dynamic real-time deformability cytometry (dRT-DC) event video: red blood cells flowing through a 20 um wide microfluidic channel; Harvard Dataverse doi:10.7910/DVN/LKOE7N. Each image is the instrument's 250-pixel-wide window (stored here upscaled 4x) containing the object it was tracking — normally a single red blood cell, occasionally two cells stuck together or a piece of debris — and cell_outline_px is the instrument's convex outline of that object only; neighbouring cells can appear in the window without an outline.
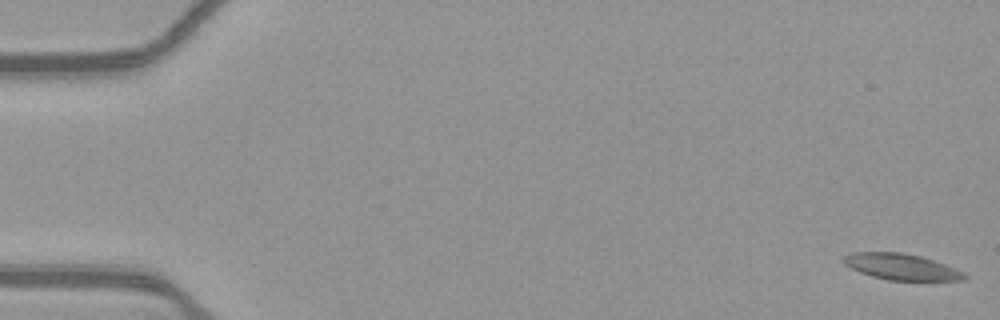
{"species": "common noctule bat (a hibernating species)", "species_latin": "Nyctalus noctula", "temperature_condition": "warm", "stored_images_in_passage": 54, "camera_frame_rate_fps": 3000, "um_per_image_px": 0.085, "animal": {"sex": "female", "body_mass_g": 21.9}, "frame": {"image": 1, "passage_image": 1, "time_ms": 0.0, "image_size_px": [1000, 320], "cell_outline_px": [[968, 276], [964, 280], [888, 280], [872, 276], [860, 272], [844, 264], [844, 256], [852, 252], [900, 252], [920, 256], [944, 264], [964, 272]], "centroid_in_image_um": [76.61, 22.67], "position_along_channel_um": 8.4, "area_um2": 18.15}}
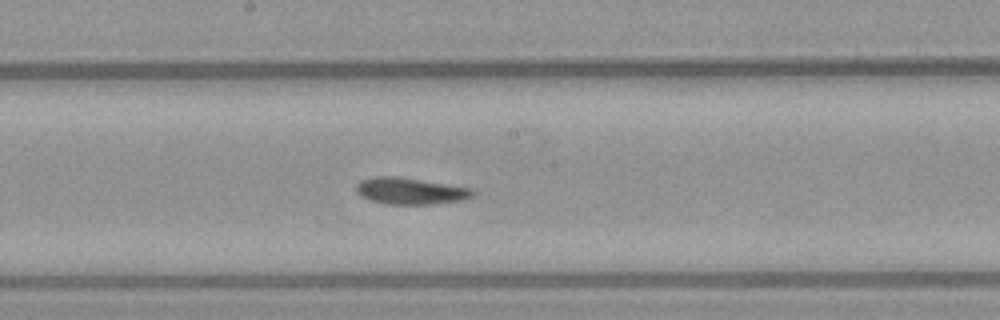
{"frame": {"image": 2, "passage_image": 29, "time_ms": 9.333, "image_size_px": [1000, 320], "cell_outline_px": [[476, 192], [472, 196], [464, 200], [432, 204], [384, 204], [368, 200], [360, 196], [356, 192], [356, 184], [360, 180], [372, 176], [400, 176], [476, 188]], "centroid_in_image_um": [34.89, 16.22], "position_along_channel_um": 213.3, "area_um2": 18.67}}
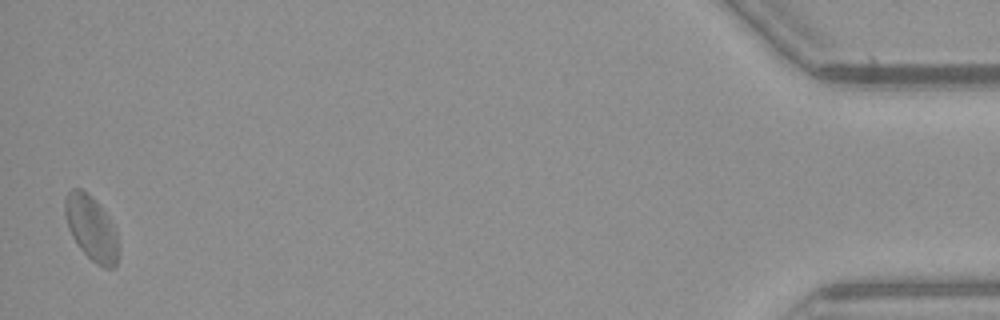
{"frame": {"image": 3, "passage_image": 53, "time_ms": 17.333, "image_size_px": [1000, 320], "cell_outline_px": [[120, 248], [116, 268], [104, 268], [96, 264], [80, 248], [72, 236], [68, 228], [64, 212], [64, 200], [68, 192], [72, 188], [80, 188], [96, 200], [104, 212], [116, 232]], "centroid_in_image_um": [7.77, 19.42], "position_along_channel_um": 427.4, "area_um2": 20.17}, "authors_computed_cell_mechanics": {"area_um2": 18.4382, "velocity_mm_per_s": 3.8526, "shape_relaxation_time_tau1_ms": 10.9224, "shape_relaxation_time_tau2_ms": 3.1832, "deformation_change_tau1": 0.2094, "deformation_change_tau2": 0.0942}}